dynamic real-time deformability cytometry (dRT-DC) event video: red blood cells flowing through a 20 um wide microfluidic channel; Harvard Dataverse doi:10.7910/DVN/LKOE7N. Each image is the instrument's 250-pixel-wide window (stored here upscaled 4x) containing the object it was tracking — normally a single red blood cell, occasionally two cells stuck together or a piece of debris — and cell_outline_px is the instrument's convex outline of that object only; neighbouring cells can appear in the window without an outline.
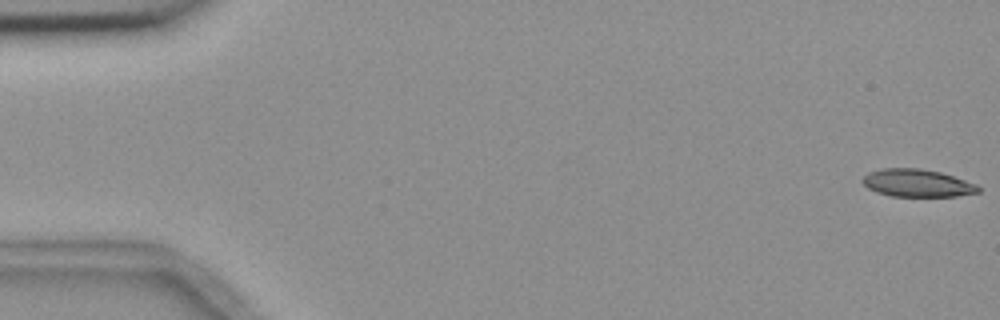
{"species": "common noctule bat (a hibernating species)", "species_latin": "Nyctalus noctula", "temperature_condition": "room temperature", "stored_images_in_passage": 5, "camera_frame_rate_fps": 3000, "um_per_image_px": 0.085, "animal": {"sex": "female", "body_mass_g": 18.4}, "frame": {"image": 1, "passage_image": 1, "time_ms": 0.0, "image_size_px": [1000, 320], "cell_outline_px": [[980, 192], [956, 196], [892, 196], [876, 192], [868, 188], [860, 180], [868, 172], [880, 168], [920, 168], [940, 172], [976, 184], [980, 188]], "centroid_in_image_um": [77.92, 15.55], "position_along_channel_um": 7.1, "area_um2": 18.61}}